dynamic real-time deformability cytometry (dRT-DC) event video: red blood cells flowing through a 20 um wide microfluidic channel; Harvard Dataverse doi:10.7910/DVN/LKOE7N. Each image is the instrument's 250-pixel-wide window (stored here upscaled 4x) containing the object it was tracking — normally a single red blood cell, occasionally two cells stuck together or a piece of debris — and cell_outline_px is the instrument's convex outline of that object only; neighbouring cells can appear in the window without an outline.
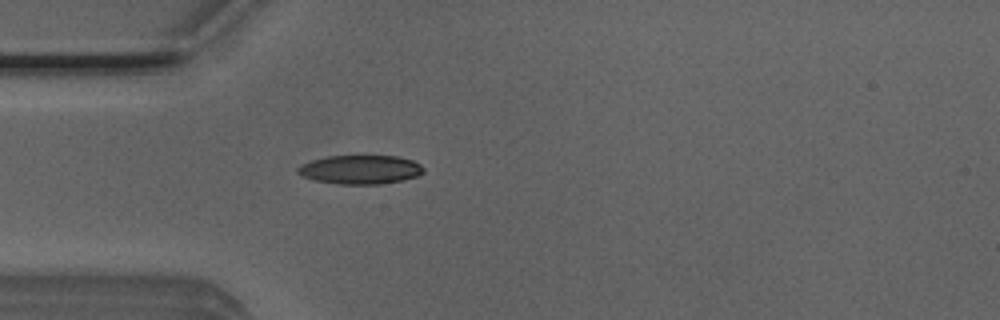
{"species": "Egyptian fruit bat (a non-hibernating species)", "species_latin": "Rousettus aegyptiacus", "temperature_condition": "room temperature", "stored_images_in_passage": 1, "camera_frame_rate_fps": 3000, "um_per_image_px": 0.085, "animal": {"sex": "male"}, "frame": {"image": 1, "passage_image": 1, "time_ms": 0.0, "image_size_px": [1000, 320], "cell_outline_px": [[424, 172], [420, 176], [404, 180], [380, 184], [336, 184], [316, 180], [304, 176], [296, 172], [296, 168], [300, 164], [312, 160], [328, 156], [396, 156], [412, 160], [420, 164], [424, 168]], "centroid_in_image_um": [30.65, 14.42], "position_along_channel_um": 54.3, "area_um2": 21.27}}